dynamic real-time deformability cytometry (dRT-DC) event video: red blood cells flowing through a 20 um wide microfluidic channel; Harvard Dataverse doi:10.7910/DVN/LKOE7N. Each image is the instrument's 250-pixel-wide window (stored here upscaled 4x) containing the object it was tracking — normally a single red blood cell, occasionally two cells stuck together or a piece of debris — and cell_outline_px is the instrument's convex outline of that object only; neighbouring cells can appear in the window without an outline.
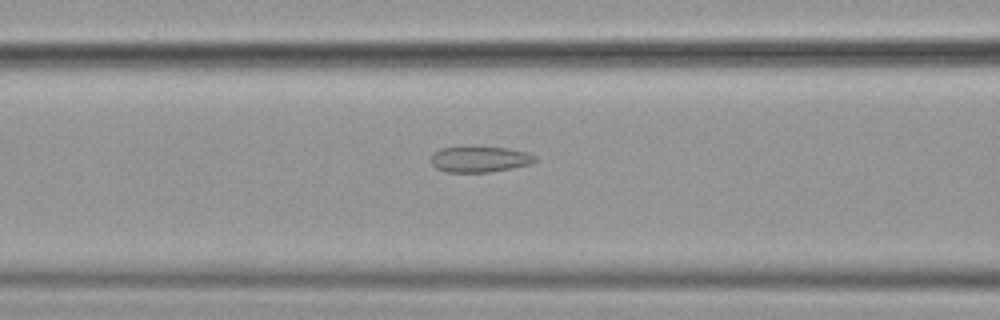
{"species": "common noctule bat (a hibernating species)", "species_latin": "Nyctalus noctula", "temperature_condition": "cold", "stored_images_in_passage": 17, "camera_frame_rate_fps": 3000, "um_per_image_px": 0.085, "animal": {"sex": "female", "body_mass_g": 19.9}, "frame": {"image": 1, "passage_image": 15, "time_ms": 4.667, "image_size_px": [1000, 320], "cell_outline_px": [[536, 160], [528, 164], [512, 168], [488, 172], [444, 172], [436, 168], [432, 164], [432, 152], [440, 148], [508, 148], [528, 152], [536, 156]], "centroid_in_image_um": [40.76, 13.55], "position_along_channel_um": 125.8, "area_um2": 15.37}}